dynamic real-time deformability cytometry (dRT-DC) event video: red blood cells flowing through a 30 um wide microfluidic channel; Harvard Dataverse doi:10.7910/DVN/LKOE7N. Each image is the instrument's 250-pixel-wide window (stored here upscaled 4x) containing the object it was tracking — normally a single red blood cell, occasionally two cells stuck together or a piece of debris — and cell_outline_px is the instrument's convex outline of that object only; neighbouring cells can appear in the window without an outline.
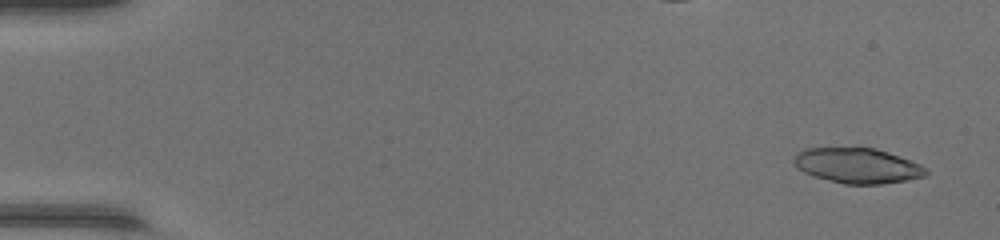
{"species": "common noctule bat (a hibernating species)", "species_latin": "Nyctalus noctula", "temperature_condition": "warm", "stored_images_in_passage": 48, "segment_of_instrument_passage": [1, 2], "camera_frame_rate_fps": 3000, "um_per_image_px": 0.085, "animal": {"sex": "female", "body_mass_g": 17.0, "forearm_length_mm": 48.0}, "frame": {"image": 1, "passage_image": 3, "time_ms": 0.667, "image_size_px": [1000, 240], "cell_outline_px": [[928, 172], [924, 176], [908, 180], [880, 184], [844, 184], [812, 176], [804, 172], [792, 160], [796, 152], [804, 148], [876, 148], [888, 152], [920, 164], [928, 168]], "centroid_in_image_um": [72.88, 14.08], "position_along_channel_um": 12.1, "area_um2": 27.05}}
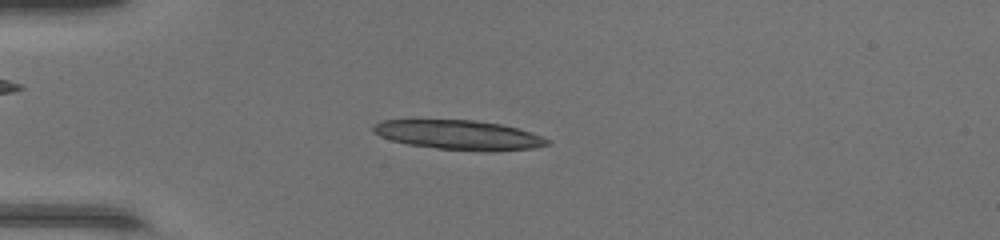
{"frame": {"image": 2, "passage_image": 14, "time_ms": 4.333, "image_size_px": [1000, 240], "cell_outline_px": [[552, 144], [532, 148], [436, 148], [408, 144], [392, 140], [380, 136], [372, 132], [372, 124], [380, 120], [476, 120], [500, 124], [532, 132], [552, 140]], "centroid_in_image_um": [38.92, 11.41], "position_along_channel_um": 46.1, "area_um2": 28.73}}